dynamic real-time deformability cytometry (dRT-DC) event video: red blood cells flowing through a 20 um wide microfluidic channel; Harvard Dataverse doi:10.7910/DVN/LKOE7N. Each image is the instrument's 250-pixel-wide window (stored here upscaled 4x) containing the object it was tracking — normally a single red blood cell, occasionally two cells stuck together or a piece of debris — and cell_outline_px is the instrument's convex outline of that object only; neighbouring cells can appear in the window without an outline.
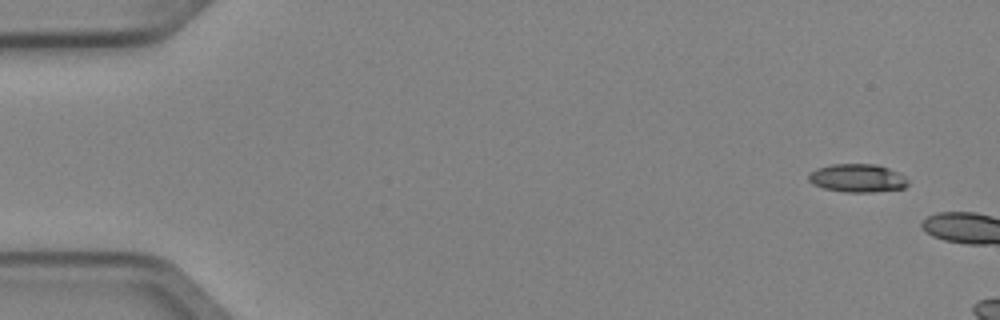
{"species": "Egyptian fruit bat (a non-hibernating species)", "species_latin": "Rousettus aegyptiacus", "temperature_condition": "cold", "stored_images_in_passage": 2, "camera_frame_rate_fps": 3000, "um_per_image_px": 0.085, "animal": {"sex": "female"}, "frame": {"image": 1, "passage_image": 1, "time_ms": 0.0, "image_size_px": [1000, 320], "cell_outline_px": [[908, 184], [904, 188], [872, 192], [844, 192], [824, 188], [812, 184], [808, 180], [808, 172], [816, 168], [832, 164], [876, 164], [888, 168], [904, 176], [908, 180]], "centroid_in_image_um": [72.84, 15.14], "position_along_channel_um": 12.2, "area_um2": 16.42}}